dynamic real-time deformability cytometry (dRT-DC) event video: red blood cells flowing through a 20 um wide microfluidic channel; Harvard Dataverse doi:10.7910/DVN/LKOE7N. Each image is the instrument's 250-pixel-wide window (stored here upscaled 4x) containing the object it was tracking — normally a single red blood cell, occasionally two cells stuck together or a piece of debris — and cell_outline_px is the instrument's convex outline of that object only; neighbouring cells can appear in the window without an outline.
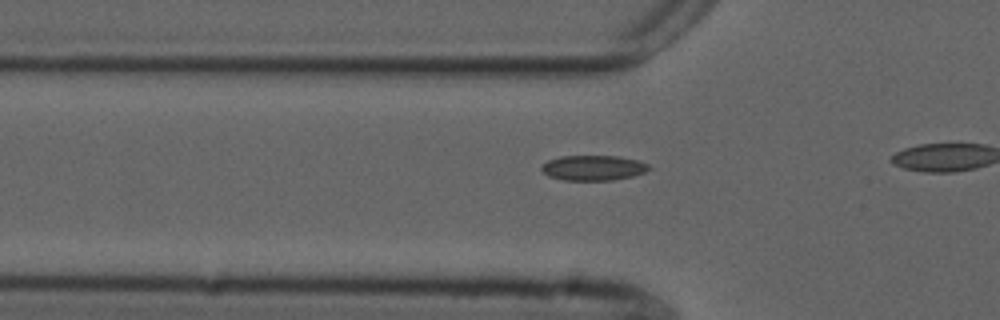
{"species": "common noctule bat (a hibernating species)", "species_latin": "Nyctalus noctula", "temperature_condition": "cold", "stored_images_in_passage": 12, "camera_frame_rate_fps": 3000, "um_per_image_px": 0.085, "animal": {"sex": "male", "forearm_length_mm": 52.5}, "frame": {"image": 1, "passage_image": 7, "time_ms": 2.0, "image_size_px": [1000, 320], "cell_outline_px": [[652, 168], [644, 172], [632, 176], [612, 180], [564, 180], [548, 176], [540, 168], [548, 160], [560, 156], [616, 156], [636, 160], [648, 164]], "centroid_in_image_um": [50.42, 14.27], "position_along_channel_um": 75.4, "area_um2": 15.61}}
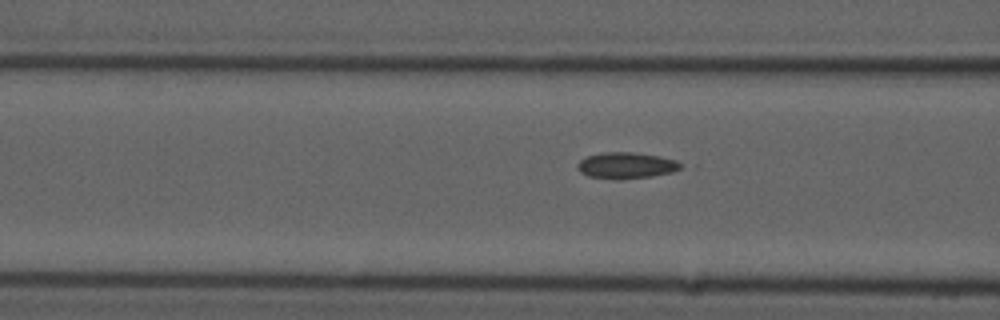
{"frame": {"image": 2, "passage_image": 10, "time_ms": 3.0, "image_size_px": [1000, 320], "cell_outline_px": [[684, 164], [680, 168], [672, 172], [652, 176], [620, 180], [588, 176], [580, 172], [576, 168], [576, 164], [580, 160], [588, 156], [604, 152], [632, 152], [660, 156], [676, 160]], "centroid_in_image_um": [53.22, 14.07], "position_along_channel_um": 113.4, "area_um2": 15.9}}